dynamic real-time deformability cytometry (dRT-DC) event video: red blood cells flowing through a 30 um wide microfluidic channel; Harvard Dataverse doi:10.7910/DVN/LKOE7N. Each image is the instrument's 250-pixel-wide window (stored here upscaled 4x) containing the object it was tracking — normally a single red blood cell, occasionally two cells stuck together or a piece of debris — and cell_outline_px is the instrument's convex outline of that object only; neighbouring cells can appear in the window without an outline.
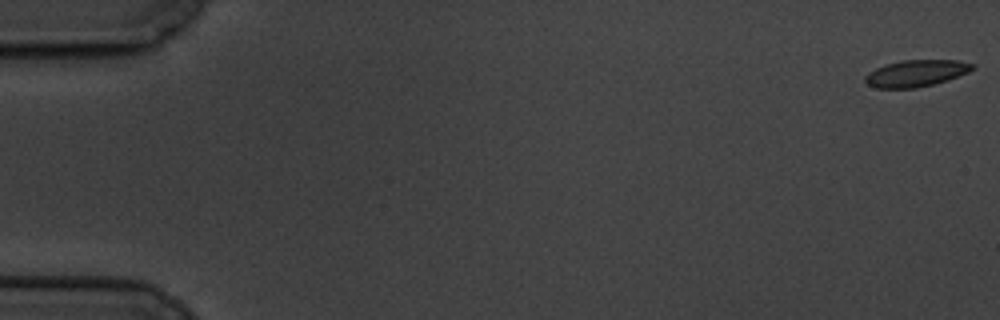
{"species": "common noctule bat (a hibernating species)", "species_latin": "Nyctalus noctula", "temperature_condition": "cold", "stored_images_in_passage": 6, "camera_frame_rate_fps": 3000, "um_per_image_px": 0.085, "animal": {"sex": "male", "body_mass_g": 19.5, "forearm_length_mm": 54.6}, "frame": {"image": 1, "passage_image": 1, "time_ms": 0.0, "image_size_px": [1000, 320], "cell_outline_px": [[976, 68], [968, 72], [948, 80], [916, 88], [876, 88], [868, 84], [864, 80], [864, 76], [868, 72], [876, 68], [888, 64], [904, 60], [956, 60], [976, 64]], "centroid_in_image_um": [77.89, 6.23], "position_along_channel_um": 7.1, "area_um2": 16.65}}
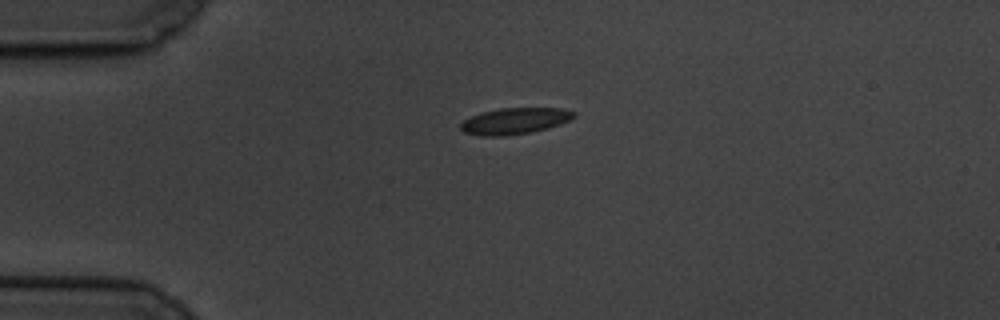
{"frame": {"image": 2, "passage_image": 5, "time_ms": 4.667, "image_size_px": [1000, 320], "cell_outline_px": [[576, 116], [560, 124], [548, 128], [532, 132], [504, 136], [480, 136], [464, 132], [460, 128], [460, 124], [464, 120], [480, 112], [500, 108], [560, 108], [576, 112]], "centroid_in_image_um": [43.74, 10.28], "position_along_channel_um": 41.3, "area_um2": 17.4}}